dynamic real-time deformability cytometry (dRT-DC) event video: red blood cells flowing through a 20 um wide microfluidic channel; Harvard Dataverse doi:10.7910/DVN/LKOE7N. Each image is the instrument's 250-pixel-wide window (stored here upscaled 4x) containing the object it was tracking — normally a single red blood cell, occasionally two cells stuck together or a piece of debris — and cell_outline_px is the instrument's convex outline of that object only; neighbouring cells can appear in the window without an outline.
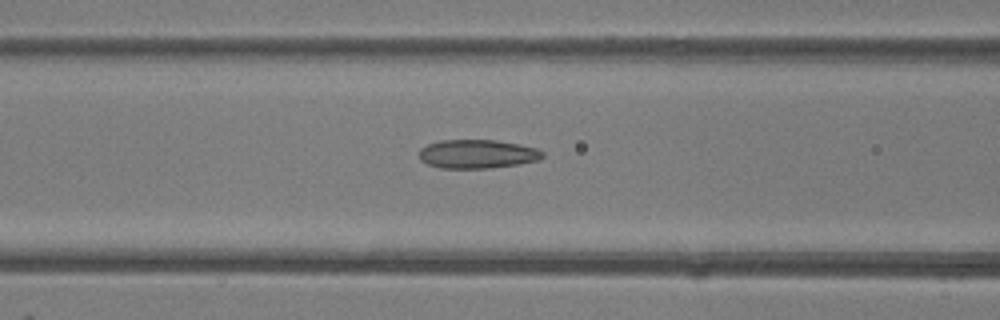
{"species": "common noctule bat (a hibernating species)", "species_latin": "Nyctalus noctula", "temperature_condition": "room temperature", "stored_images_in_passage": 36, "camera_frame_rate_fps": 3000, "um_per_image_px": 0.085, "animal": {"sex": "female"}, "frame": {"image": 1, "passage_image": 7, "time_ms": 2.0, "image_size_px": [1000, 320], "cell_outline_px": [[544, 156], [540, 160], [520, 164], [488, 168], [440, 168], [428, 164], [420, 160], [420, 148], [428, 144], [440, 140], [496, 140], [520, 144], [536, 148], [544, 152]], "centroid_in_image_um": [40.6, 13.09], "position_along_channel_um": 126.0, "area_um2": 20.81}}
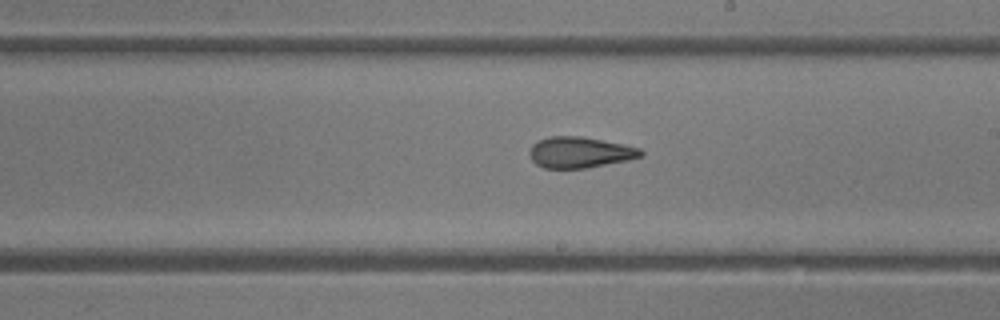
{"frame": {"image": 2, "passage_image": 15, "time_ms": 4.667, "image_size_px": [1000, 320], "cell_outline_px": [[644, 156], [628, 160], [588, 168], [544, 168], [536, 164], [532, 160], [528, 152], [532, 144], [548, 136], [580, 136], [624, 144], [640, 148], [644, 152]], "centroid_in_image_um": [49.3, 12.95], "position_along_channel_um": 239.7, "area_um2": 20.23}}
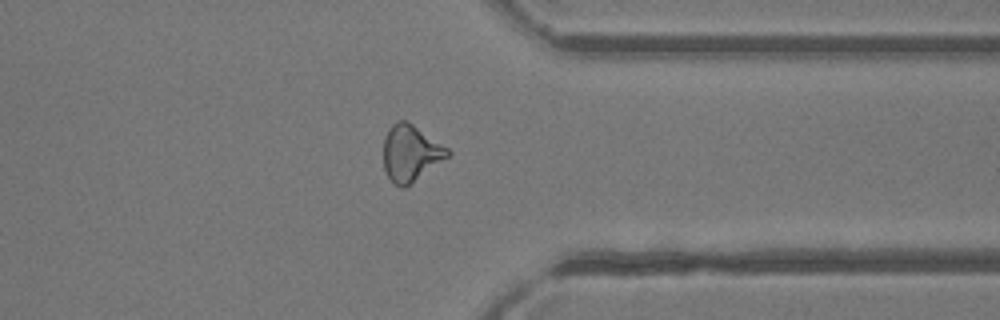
{"frame": {"image": 3, "passage_image": 25, "time_ms": 8.0, "image_size_px": [1000, 320], "cell_outline_px": [[452, 152], [448, 156], [404, 188], [400, 188], [388, 176], [384, 168], [384, 136], [388, 128], [396, 120], [408, 120], [448, 148]], "centroid_in_image_um": [34.88, 12.97], "position_along_channel_um": 376.5, "area_um2": 20.87}, "authors_computed_cell_mechanics": {"area_um2": 20.4612, "velocity_mm_per_s": 4.2687, "shape_relaxation_time_tau1_ms": null, "shape_relaxation_time_tau2_ms": 2.0327, "deformation_change_tau1": null, "deformation_change_tau2": 0.1013}}